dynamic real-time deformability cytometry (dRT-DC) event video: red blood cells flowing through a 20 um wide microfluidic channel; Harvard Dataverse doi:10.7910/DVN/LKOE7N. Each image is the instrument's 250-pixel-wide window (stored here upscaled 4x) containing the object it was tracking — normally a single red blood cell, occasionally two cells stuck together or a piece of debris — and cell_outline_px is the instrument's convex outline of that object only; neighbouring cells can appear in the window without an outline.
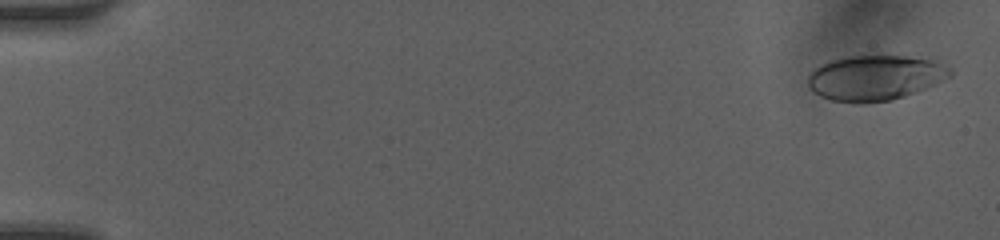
{"species": "human", "species_latin": "Homo sapiens", "temperature_condition": "room temperature", "stored_images_in_passage": 19, "camera_frame_rate_fps": 3000, "um_per_image_px": 0.085, "donor": {"sex": "female"}, "frame": {"image": 1, "passage_image": 1, "time_ms": 0.0, "image_size_px": [1000, 240], "cell_outline_px": [[952, 76], [916, 92], [892, 100], [860, 104], [832, 100], [820, 96], [812, 92], [808, 88], [808, 72], [812, 68], [828, 60], [848, 56], [904, 56], [932, 60], [948, 68], [952, 72]], "centroid_in_image_um": [74.29, 6.62], "position_along_channel_um": 10.7, "area_um2": 37.63}}
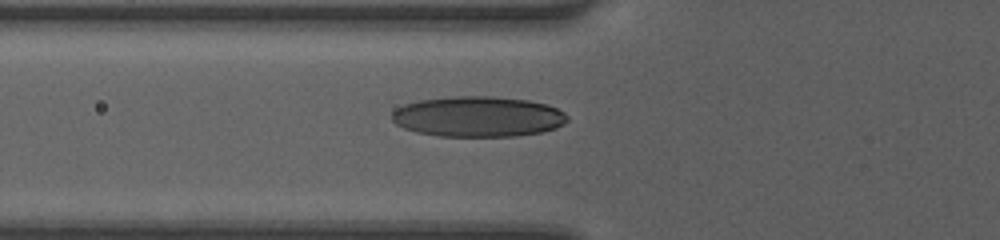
{"frame": {"image": 2, "passage_image": 12, "time_ms": 3.667, "image_size_px": [1000, 240], "cell_outline_px": [[568, 120], [564, 124], [556, 128], [540, 132], [516, 136], [440, 136], [416, 132], [404, 128], [396, 124], [392, 120], [392, 112], [396, 108], [404, 104], [420, 100], [452, 96], [492, 96], [528, 100], [544, 104], [556, 108], [564, 112], [568, 116]], "centroid_in_image_um": [40.62, 9.91], "position_along_channel_um": 85.2, "area_um2": 41.44}}
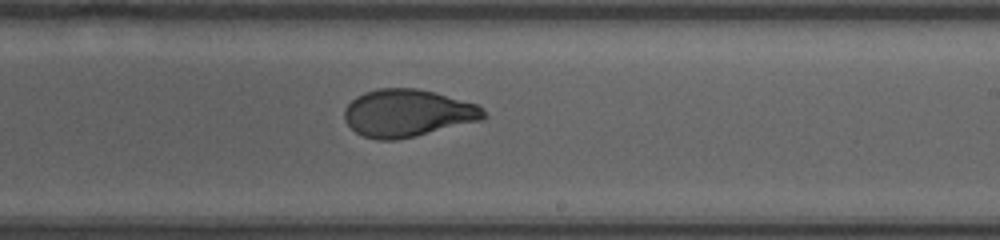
{"frame": {"image": 3, "passage_image": 19, "time_ms": 6.0, "image_size_px": [1000, 240], "cell_outline_px": [[488, 116], [484, 120], [416, 136], [396, 140], [376, 140], [364, 136], [356, 132], [344, 120], [344, 108], [356, 96], [364, 92], [380, 88], [416, 88], [436, 92], [476, 104]], "centroid_in_image_um": [34.65, 9.62], "position_along_channel_um": 254.4, "area_um2": 38.67}}